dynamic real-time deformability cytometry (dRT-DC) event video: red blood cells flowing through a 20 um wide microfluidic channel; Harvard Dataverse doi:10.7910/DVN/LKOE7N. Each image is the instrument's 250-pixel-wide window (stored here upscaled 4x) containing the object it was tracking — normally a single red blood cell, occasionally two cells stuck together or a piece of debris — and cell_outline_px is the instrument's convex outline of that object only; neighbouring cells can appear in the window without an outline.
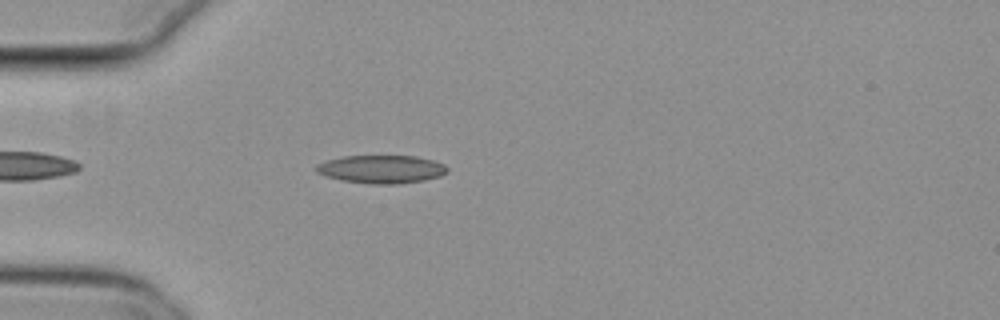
{"species": "common noctule bat (a hibernating species)", "species_latin": "Nyctalus noctula", "temperature_condition": "cold", "stored_images_in_passage": 37, "camera_frame_rate_fps": 3000, "um_per_image_px": 0.085, "animal": {"sex": "female", "body_mass_g": 29.2, "forearm_length_mm": 56.3}, "frame": {"image": 1, "passage_image": 5, "time_ms": 1.333, "image_size_px": [1000, 320], "cell_outline_px": [[448, 172], [440, 176], [424, 180], [396, 184], [368, 184], [340, 180], [324, 176], [316, 172], [316, 164], [328, 160], [344, 156], [416, 156], [432, 160], [444, 164], [448, 168]], "centroid_in_image_um": [32.41, 14.39], "position_along_channel_um": 52.6, "area_um2": 21.56}}
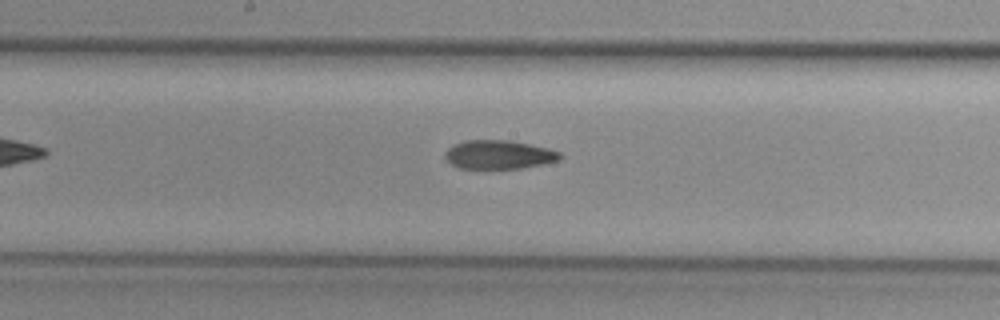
{"frame": {"image": 2, "passage_image": 18, "time_ms": 5.667, "image_size_px": [1000, 320], "cell_outline_px": [[564, 156], [560, 160], [544, 164], [520, 168], [460, 168], [452, 164], [444, 156], [444, 152], [452, 144], [464, 140], [508, 140], [548, 148], [560, 152]], "centroid_in_image_um": [42.41, 13.13], "position_along_channel_um": 205.8, "area_um2": 19.31}}
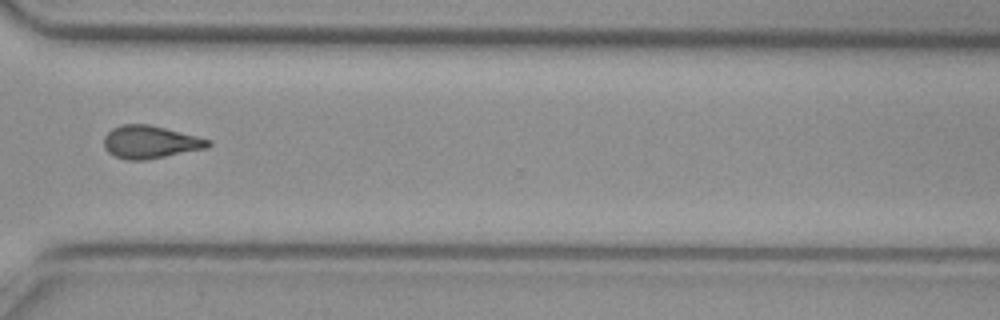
{"frame": {"image": 3, "passage_image": 30, "time_ms": 9.667, "image_size_px": [1000, 320], "cell_outline_px": [[212, 144], [208, 148], [144, 160], [124, 160], [108, 152], [104, 148], [104, 136], [112, 128], [120, 124], [148, 124], [212, 140]], "centroid_in_image_um": [12.76, 12.07], "position_along_channel_um": 357.8, "area_um2": 19.88}, "authors_computed_cell_mechanics": {"area_um2": 19.8254, "velocity_mm_per_s": 3.8009, "shape_relaxation_time_tau1_ms": null, "shape_relaxation_time_tau2_ms": 6.66, "deformation_change_tau1": null, "deformation_change_tau2": 0.1647}}